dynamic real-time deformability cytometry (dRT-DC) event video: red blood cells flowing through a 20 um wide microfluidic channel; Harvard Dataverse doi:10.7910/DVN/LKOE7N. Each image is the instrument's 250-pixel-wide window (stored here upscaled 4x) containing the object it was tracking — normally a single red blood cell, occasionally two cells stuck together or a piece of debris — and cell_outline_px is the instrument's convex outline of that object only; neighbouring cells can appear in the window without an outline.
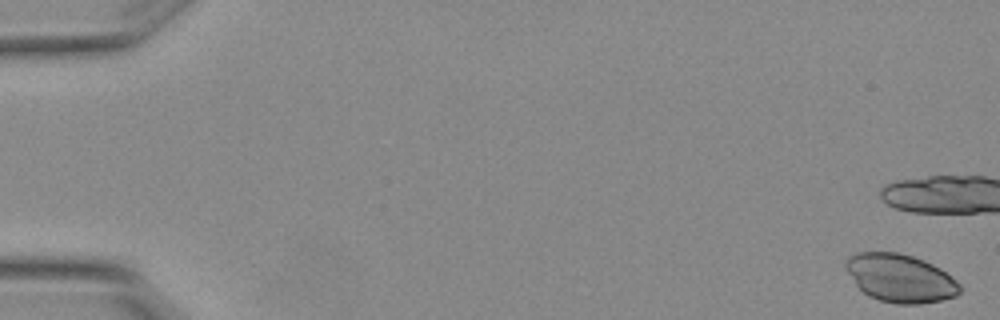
{"species": "Egyptian fruit bat (a non-hibernating species)", "species_latin": "Rousettus aegyptiacus", "temperature_condition": "warm", "stored_images_in_passage": 5, "camera_frame_rate_fps": 3000, "um_per_image_px": 0.085, "animal": {"sex": "female"}, "frame": {"image": 1, "passage_image": 1, "time_ms": 0.0, "image_size_px": [1000, 320], "cell_outline_px": [[960, 292], [956, 296], [940, 300], [920, 304], [896, 304], [880, 300], [868, 296], [856, 284], [848, 272], [844, 264], [844, 260], [848, 256], [856, 252], [896, 252], [912, 256], [932, 264], [940, 268], [956, 280], [960, 284]], "centroid_in_image_um": [76.51, 23.64], "position_along_channel_um": 8.5, "area_um2": 31.91}}